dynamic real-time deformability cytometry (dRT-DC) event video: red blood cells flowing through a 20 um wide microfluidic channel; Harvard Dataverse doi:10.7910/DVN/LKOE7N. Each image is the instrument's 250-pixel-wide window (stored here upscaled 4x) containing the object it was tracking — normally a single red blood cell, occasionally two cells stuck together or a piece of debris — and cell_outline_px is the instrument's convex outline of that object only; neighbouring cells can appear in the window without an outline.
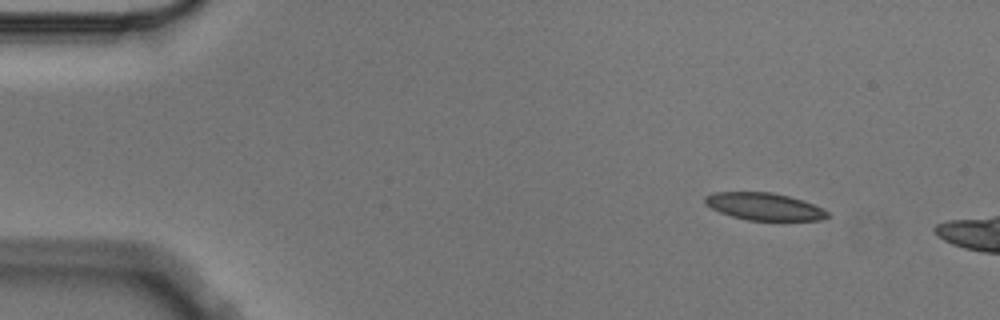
{"species": "Egyptian fruit bat (a non-hibernating species)", "species_latin": "Rousettus aegyptiacus", "temperature_condition": "cold", "stored_images_in_passage": 2, "camera_frame_rate_fps": 3000, "um_per_image_px": 0.085, "animal": {"sex": "male"}, "frame": {"image": 1, "passage_image": 1, "time_ms": 0.0, "image_size_px": [1000, 320], "cell_outline_px": [[828, 216], [820, 220], [748, 220], [732, 216], [720, 212], [704, 204], [704, 196], [716, 192], [772, 192], [804, 200], [824, 208], [828, 212]], "centroid_in_image_um": [64.96, 17.54], "position_along_channel_um": 20.0, "area_um2": 19.48}}